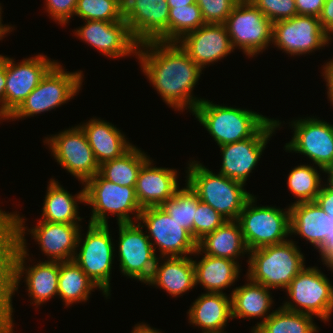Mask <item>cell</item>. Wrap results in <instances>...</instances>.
<instances>
[{
  "label": "cell",
  "mask_w": 333,
  "mask_h": 333,
  "mask_svg": "<svg viewBox=\"0 0 333 333\" xmlns=\"http://www.w3.org/2000/svg\"><path fill=\"white\" fill-rule=\"evenodd\" d=\"M199 201L196 192L186 182L185 187L179 188L161 207L193 236V219Z\"/></svg>",
  "instance_id": "36"
},
{
  "label": "cell",
  "mask_w": 333,
  "mask_h": 333,
  "mask_svg": "<svg viewBox=\"0 0 333 333\" xmlns=\"http://www.w3.org/2000/svg\"><path fill=\"white\" fill-rule=\"evenodd\" d=\"M43 202L42 217L39 220L53 223L79 224V203H85L84 186L74 196L65 190L58 181L51 178Z\"/></svg>",
  "instance_id": "31"
},
{
  "label": "cell",
  "mask_w": 333,
  "mask_h": 333,
  "mask_svg": "<svg viewBox=\"0 0 333 333\" xmlns=\"http://www.w3.org/2000/svg\"><path fill=\"white\" fill-rule=\"evenodd\" d=\"M205 23L224 24L237 0H196Z\"/></svg>",
  "instance_id": "42"
},
{
  "label": "cell",
  "mask_w": 333,
  "mask_h": 333,
  "mask_svg": "<svg viewBox=\"0 0 333 333\" xmlns=\"http://www.w3.org/2000/svg\"><path fill=\"white\" fill-rule=\"evenodd\" d=\"M83 185L85 204L92 206L89 223L108 225V213L116 215L117 224L137 222L142 208L137 201L135 187L114 184L99 173Z\"/></svg>",
  "instance_id": "5"
},
{
  "label": "cell",
  "mask_w": 333,
  "mask_h": 333,
  "mask_svg": "<svg viewBox=\"0 0 333 333\" xmlns=\"http://www.w3.org/2000/svg\"><path fill=\"white\" fill-rule=\"evenodd\" d=\"M95 288L99 289L74 260L59 262L58 297L66 307L88 301Z\"/></svg>",
  "instance_id": "32"
},
{
  "label": "cell",
  "mask_w": 333,
  "mask_h": 333,
  "mask_svg": "<svg viewBox=\"0 0 333 333\" xmlns=\"http://www.w3.org/2000/svg\"><path fill=\"white\" fill-rule=\"evenodd\" d=\"M74 34L111 59L137 56L139 43L133 38L124 19L117 22L85 20L84 26L74 30Z\"/></svg>",
  "instance_id": "21"
},
{
  "label": "cell",
  "mask_w": 333,
  "mask_h": 333,
  "mask_svg": "<svg viewBox=\"0 0 333 333\" xmlns=\"http://www.w3.org/2000/svg\"><path fill=\"white\" fill-rule=\"evenodd\" d=\"M324 264H325V265H324ZM323 265L326 266L327 268L331 269L330 271L333 272V262H326V261H323ZM332 313H333V301H332V306H331L330 314H329V317H328V321H329V319L331 318Z\"/></svg>",
  "instance_id": "56"
},
{
  "label": "cell",
  "mask_w": 333,
  "mask_h": 333,
  "mask_svg": "<svg viewBox=\"0 0 333 333\" xmlns=\"http://www.w3.org/2000/svg\"><path fill=\"white\" fill-rule=\"evenodd\" d=\"M25 236L14 235L12 243V296L18 291L21 278L23 279L25 274L26 290L32 300L30 304L38 308L45 304L44 302L58 296L59 262L45 260L33 266L30 264L27 266L29 250Z\"/></svg>",
  "instance_id": "7"
},
{
  "label": "cell",
  "mask_w": 333,
  "mask_h": 333,
  "mask_svg": "<svg viewBox=\"0 0 333 333\" xmlns=\"http://www.w3.org/2000/svg\"><path fill=\"white\" fill-rule=\"evenodd\" d=\"M142 72L163 101L175 111L193 113L203 98L193 90L202 69L177 42L149 41L139 44L137 57ZM185 108V109H184Z\"/></svg>",
  "instance_id": "1"
},
{
  "label": "cell",
  "mask_w": 333,
  "mask_h": 333,
  "mask_svg": "<svg viewBox=\"0 0 333 333\" xmlns=\"http://www.w3.org/2000/svg\"><path fill=\"white\" fill-rule=\"evenodd\" d=\"M169 8H181L196 3V0H167Z\"/></svg>",
  "instance_id": "52"
},
{
  "label": "cell",
  "mask_w": 333,
  "mask_h": 333,
  "mask_svg": "<svg viewBox=\"0 0 333 333\" xmlns=\"http://www.w3.org/2000/svg\"><path fill=\"white\" fill-rule=\"evenodd\" d=\"M80 126L99 165L121 157L133 146L116 125L106 120L91 118Z\"/></svg>",
  "instance_id": "27"
},
{
  "label": "cell",
  "mask_w": 333,
  "mask_h": 333,
  "mask_svg": "<svg viewBox=\"0 0 333 333\" xmlns=\"http://www.w3.org/2000/svg\"><path fill=\"white\" fill-rule=\"evenodd\" d=\"M218 146L253 137L271 118L255 111L203 100L192 113Z\"/></svg>",
  "instance_id": "4"
},
{
  "label": "cell",
  "mask_w": 333,
  "mask_h": 333,
  "mask_svg": "<svg viewBox=\"0 0 333 333\" xmlns=\"http://www.w3.org/2000/svg\"><path fill=\"white\" fill-rule=\"evenodd\" d=\"M238 2H251L252 0H237Z\"/></svg>",
  "instance_id": "57"
},
{
  "label": "cell",
  "mask_w": 333,
  "mask_h": 333,
  "mask_svg": "<svg viewBox=\"0 0 333 333\" xmlns=\"http://www.w3.org/2000/svg\"><path fill=\"white\" fill-rule=\"evenodd\" d=\"M224 24L233 49L249 58L272 43L273 23L252 2H238Z\"/></svg>",
  "instance_id": "11"
},
{
  "label": "cell",
  "mask_w": 333,
  "mask_h": 333,
  "mask_svg": "<svg viewBox=\"0 0 333 333\" xmlns=\"http://www.w3.org/2000/svg\"><path fill=\"white\" fill-rule=\"evenodd\" d=\"M43 142L48 145L55 161L82 185L99 172L100 165L80 125L45 137Z\"/></svg>",
  "instance_id": "12"
},
{
  "label": "cell",
  "mask_w": 333,
  "mask_h": 333,
  "mask_svg": "<svg viewBox=\"0 0 333 333\" xmlns=\"http://www.w3.org/2000/svg\"><path fill=\"white\" fill-rule=\"evenodd\" d=\"M13 315L4 323L0 324V333H14V322Z\"/></svg>",
  "instance_id": "54"
},
{
  "label": "cell",
  "mask_w": 333,
  "mask_h": 333,
  "mask_svg": "<svg viewBox=\"0 0 333 333\" xmlns=\"http://www.w3.org/2000/svg\"><path fill=\"white\" fill-rule=\"evenodd\" d=\"M319 21L322 29L333 37V0H325Z\"/></svg>",
  "instance_id": "47"
},
{
  "label": "cell",
  "mask_w": 333,
  "mask_h": 333,
  "mask_svg": "<svg viewBox=\"0 0 333 333\" xmlns=\"http://www.w3.org/2000/svg\"><path fill=\"white\" fill-rule=\"evenodd\" d=\"M290 236L299 235L320 253L333 235L332 217L315 201L302 202L289 206Z\"/></svg>",
  "instance_id": "24"
},
{
  "label": "cell",
  "mask_w": 333,
  "mask_h": 333,
  "mask_svg": "<svg viewBox=\"0 0 333 333\" xmlns=\"http://www.w3.org/2000/svg\"><path fill=\"white\" fill-rule=\"evenodd\" d=\"M14 241L13 221L9 212L0 209V256Z\"/></svg>",
  "instance_id": "44"
},
{
  "label": "cell",
  "mask_w": 333,
  "mask_h": 333,
  "mask_svg": "<svg viewBox=\"0 0 333 333\" xmlns=\"http://www.w3.org/2000/svg\"><path fill=\"white\" fill-rule=\"evenodd\" d=\"M13 221L14 235H25L27 232L32 235L38 243L41 252L45 254L48 261H70L73 260L77 251V241L82 226L80 224L53 223L38 221L31 229L25 226L24 216L19 212H10ZM25 220V221H24ZM27 231V232H25Z\"/></svg>",
  "instance_id": "14"
},
{
  "label": "cell",
  "mask_w": 333,
  "mask_h": 333,
  "mask_svg": "<svg viewBox=\"0 0 333 333\" xmlns=\"http://www.w3.org/2000/svg\"><path fill=\"white\" fill-rule=\"evenodd\" d=\"M2 6H1V3H0V40H3L4 39V36H6V34L8 35L10 32L13 31L14 27H12V25H4L2 23ZM3 38V39H2Z\"/></svg>",
  "instance_id": "53"
},
{
  "label": "cell",
  "mask_w": 333,
  "mask_h": 333,
  "mask_svg": "<svg viewBox=\"0 0 333 333\" xmlns=\"http://www.w3.org/2000/svg\"><path fill=\"white\" fill-rule=\"evenodd\" d=\"M45 10L50 18L61 26L69 23L75 15L77 0H45Z\"/></svg>",
  "instance_id": "43"
},
{
  "label": "cell",
  "mask_w": 333,
  "mask_h": 333,
  "mask_svg": "<svg viewBox=\"0 0 333 333\" xmlns=\"http://www.w3.org/2000/svg\"><path fill=\"white\" fill-rule=\"evenodd\" d=\"M333 227V219H332V225ZM321 256V261L326 262H333V235L329 237V240L327 242V246L319 253Z\"/></svg>",
  "instance_id": "50"
},
{
  "label": "cell",
  "mask_w": 333,
  "mask_h": 333,
  "mask_svg": "<svg viewBox=\"0 0 333 333\" xmlns=\"http://www.w3.org/2000/svg\"><path fill=\"white\" fill-rule=\"evenodd\" d=\"M205 24L197 3L181 8H170L168 18V42H177L184 35Z\"/></svg>",
  "instance_id": "37"
},
{
  "label": "cell",
  "mask_w": 333,
  "mask_h": 333,
  "mask_svg": "<svg viewBox=\"0 0 333 333\" xmlns=\"http://www.w3.org/2000/svg\"><path fill=\"white\" fill-rule=\"evenodd\" d=\"M325 0H295L298 15L319 17Z\"/></svg>",
  "instance_id": "45"
},
{
  "label": "cell",
  "mask_w": 333,
  "mask_h": 333,
  "mask_svg": "<svg viewBox=\"0 0 333 333\" xmlns=\"http://www.w3.org/2000/svg\"><path fill=\"white\" fill-rule=\"evenodd\" d=\"M248 283L243 286H238L232 289L231 293V307L232 319H248L261 318L251 329V333L263 323L272 313L270 308L274 303L273 297L269 288L262 284L251 281L246 277ZM270 314H269V313Z\"/></svg>",
  "instance_id": "28"
},
{
  "label": "cell",
  "mask_w": 333,
  "mask_h": 333,
  "mask_svg": "<svg viewBox=\"0 0 333 333\" xmlns=\"http://www.w3.org/2000/svg\"><path fill=\"white\" fill-rule=\"evenodd\" d=\"M85 20L122 21L123 3L120 0H77L75 15Z\"/></svg>",
  "instance_id": "38"
},
{
  "label": "cell",
  "mask_w": 333,
  "mask_h": 333,
  "mask_svg": "<svg viewBox=\"0 0 333 333\" xmlns=\"http://www.w3.org/2000/svg\"><path fill=\"white\" fill-rule=\"evenodd\" d=\"M320 172L312 165H297L288 174L287 185L293 193L296 201L292 204L302 202H314L323 185Z\"/></svg>",
  "instance_id": "35"
},
{
  "label": "cell",
  "mask_w": 333,
  "mask_h": 333,
  "mask_svg": "<svg viewBox=\"0 0 333 333\" xmlns=\"http://www.w3.org/2000/svg\"><path fill=\"white\" fill-rule=\"evenodd\" d=\"M153 165L149 158L138 173L135 194L142 209L162 206L180 188L176 169Z\"/></svg>",
  "instance_id": "23"
},
{
  "label": "cell",
  "mask_w": 333,
  "mask_h": 333,
  "mask_svg": "<svg viewBox=\"0 0 333 333\" xmlns=\"http://www.w3.org/2000/svg\"><path fill=\"white\" fill-rule=\"evenodd\" d=\"M131 333H162L159 331V329H155L153 327H150L149 324L145 323H137Z\"/></svg>",
  "instance_id": "51"
},
{
  "label": "cell",
  "mask_w": 333,
  "mask_h": 333,
  "mask_svg": "<svg viewBox=\"0 0 333 333\" xmlns=\"http://www.w3.org/2000/svg\"><path fill=\"white\" fill-rule=\"evenodd\" d=\"M285 291L291 301L282 303V308L328 322L333 301V284L318 267H304Z\"/></svg>",
  "instance_id": "10"
},
{
  "label": "cell",
  "mask_w": 333,
  "mask_h": 333,
  "mask_svg": "<svg viewBox=\"0 0 333 333\" xmlns=\"http://www.w3.org/2000/svg\"><path fill=\"white\" fill-rule=\"evenodd\" d=\"M195 256L202 255L199 261L193 260L195 268L196 286L206 290V293H221L230 288L238 280L240 264L237 261L206 255L197 248ZM234 283V284H233Z\"/></svg>",
  "instance_id": "29"
},
{
  "label": "cell",
  "mask_w": 333,
  "mask_h": 333,
  "mask_svg": "<svg viewBox=\"0 0 333 333\" xmlns=\"http://www.w3.org/2000/svg\"><path fill=\"white\" fill-rule=\"evenodd\" d=\"M118 258L120 272L146 284L153 273L157 256L151 241L138 222L118 223Z\"/></svg>",
  "instance_id": "16"
},
{
  "label": "cell",
  "mask_w": 333,
  "mask_h": 333,
  "mask_svg": "<svg viewBox=\"0 0 333 333\" xmlns=\"http://www.w3.org/2000/svg\"><path fill=\"white\" fill-rule=\"evenodd\" d=\"M289 124L294 133L284 146L286 152L307 156L324 173L333 165V124L314 116L293 119Z\"/></svg>",
  "instance_id": "15"
},
{
  "label": "cell",
  "mask_w": 333,
  "mask_h": 333,
  "mask_svg": "<svg viewBox=\"0 0 333 333\" xmlns=\"http://www.w3.org/2000/svg\"><path fill=\"white\" fill-rule=\"evenodd\" d=\"M325 175L328 174V178H327V185L331 186L333 188V165L328 167L325 171H324Z\"/></svg>",
  "instance_id": "55"
},
{
  "label": "cell",
  "mask_w": 333,
  "mask_h": 333,
  "mask_svg": "<svg viewBox=\"0 0 333 333\" xmlns=\"http://www.w3.org/2000/svg\"><path fill=\"white\" fill-rule=\"evenodd\" d=\"M186 168L185 181L199 200L209 204L226 220H237L246 202L253 196L244 189L245 184L213 173L195 160H190Z\"/></svg>",
  "instance_id": "2"
},
{
  "label": "cell",
  "mask_w": 333,
  "mask_h": 333,
  "mask_svg": "<svg viewBox=\"0 0 333 333\" xmlns=\"http://www.w3.org/2000/svg\"><path fill=\"white\" fill-rule=\"evenodd\" d=\"M149 158L144 151L133 145L121 157L101 164L98 173L114 184L135 187L138 173Z\"/></svg>",
  "instance_id": "33"
},
{
  "label": "cell",
  "mask_w": 333,
  "mask_h": 333,
  "mask_svg": "<svg viewBox=\"0 0 333 333\" xmlns=\"http://www.w3.org/2000/svg\"><path fill=\"white\" fill-rule=\"evenodd\" d=\"M146 285L162 288L172 297L184 295L183 293L196 286L193 258L190 256L157 258L152 276Z\"/></svg>",
  "instance_id": "25"
},
{
  "label": "cell",
  "mask_w": 333,
  "mask_h": 333,
  "mask_svg": "<svg viewBox=\"0 0 333 333\" xmlns=\"http://www.w3.org/2000/svg\"><path fill=\"white\" fill-rule=\"evenodd\" d=\"M226 219L209 204L197 203L196 214L193 219V238L198 242L206 234L220 227Z\"/></svg>",
  "instance_id": "40"
},
{
  "label": "cell",
  "mask_w": 333,
  "mask_h": 333,
  "mask_svg": "<svg viewBox=\"0 0 333 333\" xmlns=\"http://www.w3.org/2000/svg\"><path fill=\"white\" fill-rule=\"evenodd\" d=\"M177 43L202 70L234 52L225 24L205 23Z\"/></svg>",
  "instance_id": "22"
},
{
  "label": "cell",
  "mask_w": 333,
  "mask_h": 333,
  "mask_svg": "<svg viewBox=\"0 0 333 333\" xmlns=\"http://www.w3.org/2000/svg\"><path fill=\"white\" fill-rule=\"evenodd\" d=\"M86 234L78 236L73 260L99 287L106 299L111 295V272L115 247L109 225L88 223Z\"/></svg>",
  "instance_id": "9"
},
{
  "label": "cell",
  "mask_w": 333,
  "mask_h": 333,
  "mask_svg": "<svg viewBox=\"0 0 333 333\" xmlns=\"http://www.w3.org/2000/svg\"><path fill=\"white\" fill-rule=\"evenodd\" d=\"M15 62L6 56L5 120L19 108L58 61L38 54Z\"/></svg>",
  "instance_id": "19"
},
{
  "label": "cell",
  "mask_w": 333,
  "mask_h": 333,
  "mask_svg": "<svg viewBox=\"0 0 333 333\" xmlns=\"http://www.w3.org/2000/svg\"><path fill=\"white\" fill-rule=\"evenodd\" d=\"M137 222L143 228L147 227L145 231L146 233L148 231L147 237L155 254L158 247L161 258L192 256L197 250V241L193 236L161 206L143 208Z\"/></svg>",
  "instance_id": "13"
},
{
  "label": "cell",
  "mask_w": 333,
  "mask_h": 333,
  "mask_svg": "<svg viewBox=\"0 0 333 333\" xmlns=\"http://www.w3.org/2000/svg\"><path fill=\"white\" fill-rule=\"evenodd\" d=\"M332 39L316 16L296 15L273 23L272 44L294 57L320 50Z\"/></svg>",
  "instance_id": "18"
},
{
  "label": "cell",
  "mask_w": 333,
  "mask_h": 333,
  "mask_svg": "<svg viewBox=\"0 0 333 333\" xmlns=\"http://www.w3.org/2000/svg\"><path fill=\"white\" fill-rule=\"evenodd\" d=\"M64 69L57 62L7 121L51 111L74 98L82 88L83 71L69 72Z\"/></svg>",
  "instance_id": "6"
},
{
  "label": "cell",
  "mask_w": 333,
  "mask_h": 333,
  "mask_svg": "<svg viewBox=\"0 0 333 333\" xmlns=\"http://www.w3.org/2000/svg\"><path fill=\"white\" fill-rule=\"evenodd\" d=\"M315 202L333 218V188L323 183Z\"/></svg>",
  "instance_id": "46"
},
{
  "label": "cell",
  "mask_w": 333,
  "mask_h": 333,
  "mask_svg": "<svg viewBox=\"0 0 333 333\" xmlns=\"http://www.w3.org/2000/svg\"><path fill=\"white\" fill-rule=\"evenodd\" d=\"M322 69V76H324L327 84V97L331 105L333 106V59L323 65Z\"/></svg>",
  "instance_id": "49"
},
{
  "label": "cell",
  "mask_w": 333,
  "mask_h": 333,
  "mask_svg": "<svg viewBox=\"0 0 333 333\" xmlns=\"http://www.w3.org/2000/svg\"><path fill=\"white\" fill-rule=\"evenodd\" d=\"M313 316L288 311L281 306L261 323L252 333H318Z\"/></svg>",
  "instance_id": "34"
},
{
  "label": "cell",
  "mask_w": 333,
  "mask_h": 333,
  "mask_svg": "<svg viewBox=\"0 0 333 333\" xmlns=\"http://www.w3.org/2000/svg\"><path fill=\"white\" fill-rule=\"evenodd\" d=\"M190 324L202 329V333H226L229 319L232 320L231 295L226 293H202L188 312Z\"/></svg>",
  "instance_id": "26"
},
{
  "label": "cell",
  "mask_w": 333,
  "mask_h": 333,
  "mask_svg": "<svg viewBox=\"0 0 333 333\" xmlns=\"http://www.w3.org/2000/svg\"><path fill=\"white\" fill-rule=\"evenodd\" d=\"M169 10L166 0H125L123 18L139 44L168 42Z\"/></svg>",
  "instance_id": "20"
},
{
  "label": "cell",
  "mask_w": 333,
  "mask_h": 333,
  "mask_svg": "<svg viewBox=\"0 0 333 333\" xmlns=\"http://www.w3.org/2000/svg\"><path fill=\"white\" fill-rule=\"evenodd\" d=\"M295 241L265 246L248 254L246 277L269 289H286L306 266L305 258Z\"/></svg>",
  "instance_id": "3"
},
{
  "label": "cell",
  "mask_w": 333,
  "mask_h": 333,
  "mask_svg": "<svg viewBox=\"0 0 333 333\" xmlns=\"http://www.w3.org/2000/svg\"><path fill=\"white\" fill-rule=\"evenodd\" d=\"M272 23L298 15L295 0H252L251 1Z\"/></svg>",
  "instance_id": "41"
},
{
  "label": "cell",
  "mask_w": 333,
  "mask_h": 333,
  "mask_svg": "<svg viewBox=\"0 0 333 333\" xmlns=\"http://www.w3.org/2000/svg\"><path fill=\"white\" fill-rule=\"evenodd\" d=\"M12 245L0 256V324L13 314Z\"/></svg>",
  "instance_id": "39"
},
{
  "label": "cell",
  "mask_w": 333,
  "mask_h": 333,
  "mask_svg": "<svg viewBox=\"0 0 333 333\" xmlns=\"http://www.w3.org/2000/svg\"><path fill=\"white\" fill-rule=\"evenodd\" d=\"M197 248L203 254L234 261L249 254L237 220H226L220 227L200 239Z\"/></svg>",
  "instance_id": "30"
},
{
  "label": "cell",
  "mask_w": 333,
  "mask_h": 333,
  "mask_svg": "<svg viewBox=\"0 0 333 333\" xmlns=\"http://www.w3.org/2000/svg\"><path fill=\"white\" fill-rule=\"evenodd\" d=\"M281 124L280 120L272 118L253 137L219 146L222 165L218 173L246 185L247 178Z\"/></svg>",
  "instance_id": "17"
},
{
  "label": "cell",
  "mask_w": 333,
  "mask_h": 333,
  "mask_svg": "<svg viewBox=\"0 0 333 333\" xmlns=\"http://www.w3.org/2000/svg\"><path fill=\"white\" fill-rule=\"evenodd\" d=\"M253 195L245 204L237 221L249 251L287 241L290 235L289 206H257ZM286 238V239H285Z\"/></svg>",
  "instance_id": "8"
},
{
  "label": "cell",
  "mask_w": 333,
  "mask_h": 333,
  "mask_svg": "<svg viewBox=\"0 0 333 333\" xmlns=\"http://www.w3.org/2000/svg\"><path fill=\"white\" fill-rule=\"evenodd\" d=\"M5 87H6V56L1 54L0 55V121L5 120Z\"/></svg>",
  "instance_id": "48"
}]
</instances>
